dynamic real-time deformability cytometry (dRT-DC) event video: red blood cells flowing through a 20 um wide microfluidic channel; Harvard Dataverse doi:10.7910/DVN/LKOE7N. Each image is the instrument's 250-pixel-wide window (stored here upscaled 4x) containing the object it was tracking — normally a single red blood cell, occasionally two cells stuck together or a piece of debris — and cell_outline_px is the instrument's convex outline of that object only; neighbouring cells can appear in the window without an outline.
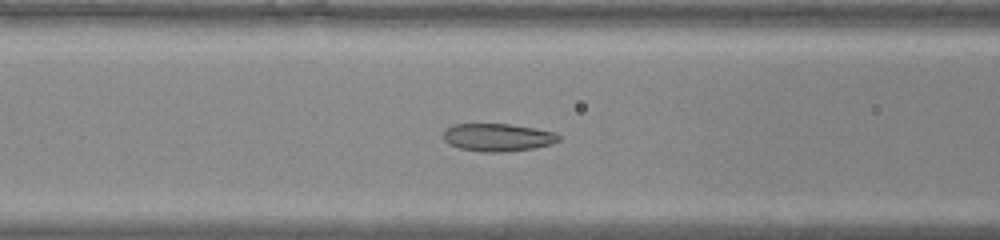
{"species": "common noctule bat (a hibernating species)", "species_latin": "Nyctalus noctula", "temperature_condition": "warm", "stored_images_in_passage": 41, "camera_frame_rate_fps": 3000, "um_per_image_px": 0.085, "animal": {"sex": "male", "body_mass_g": 20.0, "forearm_length_mm": 53.3}, "frame": {"image": 1, "passage_image": 15, "time_ms": 4.667, "image_size_px": [1000, 240], "cell_outline_px": [[560, 140], [552, 144], [532, 148], [504, 152], [484, 152], [460, 148], [448, 144], [444, 140], [444, 132], [452, 124], [508, 124], [532, 128], [552, 132], [560, 136]], "centroid_in_image_um": [42.28, 11.68], "position_along_channel_um": 124.3, "area_um2": 18.44}}
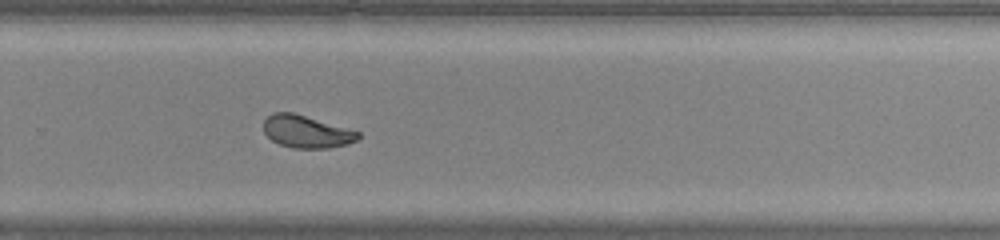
{"frame": {"image": 2, "passage_image": 27, "time_ms": 8.667, "image_size_px": [1000, 240], "cell_outline_px": [[360, 136], [356, 140], [348, 144], [328, 148], [292, 148], [280, 144], [272, 140], [264, 132], [264, 120], [272, 112], [292, 112], [360, 132]], "centroid_in_image_um": [26.03, 11.19], "position_along_channel_um": 303.8, "area_um2": 17.69}}
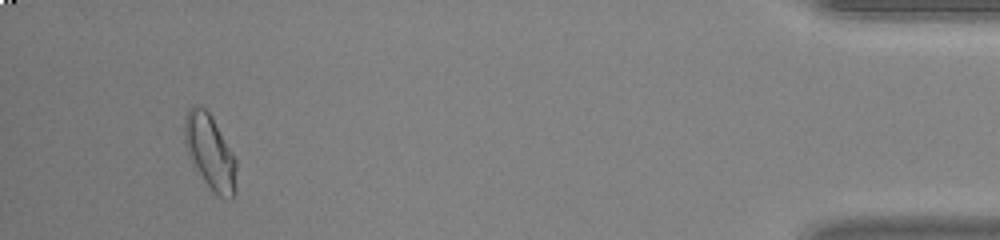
{"frame": {"image": 3, "passage_image": 39, "time_ms": 12.667, "image_size_px": [1000, 240], "cell_outline_px": [[236, 192], [232, 200], [228, 200], [216, 196], [212, 192], [188, 156], [184, 140], [184, 116], [188, 108], [192, 104], [200, 104], [212, 116], [236, 160]], "centroid_in_image_um": [17.84, 12.93], "position_along_channel_um": 417.4, "area_um2": 22.89}}